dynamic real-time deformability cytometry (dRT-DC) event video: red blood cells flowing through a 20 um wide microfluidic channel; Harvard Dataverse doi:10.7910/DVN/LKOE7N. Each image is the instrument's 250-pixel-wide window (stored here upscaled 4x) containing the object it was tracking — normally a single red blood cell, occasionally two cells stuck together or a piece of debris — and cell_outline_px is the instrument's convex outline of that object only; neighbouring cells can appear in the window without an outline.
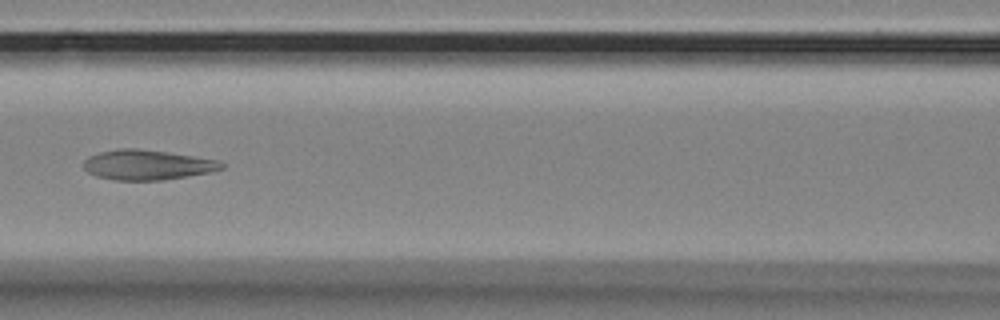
{"species": "Egyptian fruit bat (a non-hibernating species)", "species_latin": "Rousettus aegyptiacus", "temperature_condition": "room temperature", "stored_images_in_passage": 8, "camera_frame_rate_fps": 3000, "um_per_image_px": 0.085, "animal": {"sex": "female"}, "frame": {"image": 1, "passage_image": 7, "time_ms": 7.0, "image_size_px": [1000, 320], "cell_outline_px": [[224, 168], [208, 172], [164, 180], [116, 180], [96, 176], [88, 172], [84, 168], [84, 160], [88, 156], [100, 152], [120, 148], [136, 148], [168, 152], [216, 160], [224, 164]], "centroid_in_image_um": [12.47, 14.01], "position_along_channel_um": 154.1, "area_um2": 23.87}}
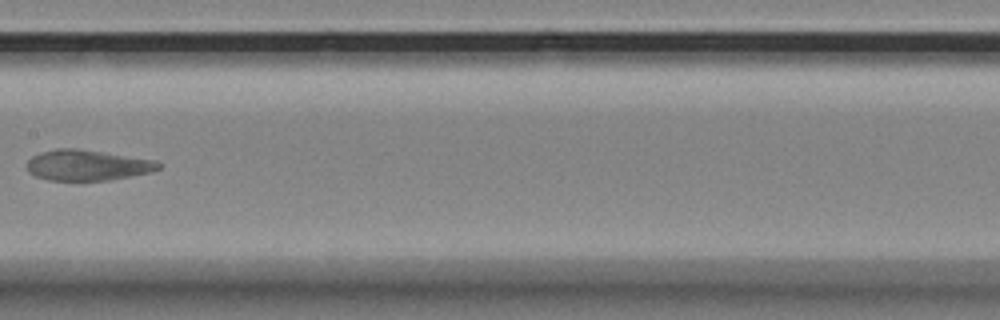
{"frame": {"image": 2, "passage_image": 8, "time_ms": 8.333, "image_size_px": [1000, 320], "cell_outline_px": [[160, 168], [152, 172], [108, 180], [48, 180], [36, 176], [28, 168], [28, 160], [32, 156], [40, 152], [56, 148], [76, 148], [156, 160], [160, 164]], "centroid_in_image_um": [7.44, 14.03], "position_along_channel_um": 200.0, "area_um2": 23.29}}